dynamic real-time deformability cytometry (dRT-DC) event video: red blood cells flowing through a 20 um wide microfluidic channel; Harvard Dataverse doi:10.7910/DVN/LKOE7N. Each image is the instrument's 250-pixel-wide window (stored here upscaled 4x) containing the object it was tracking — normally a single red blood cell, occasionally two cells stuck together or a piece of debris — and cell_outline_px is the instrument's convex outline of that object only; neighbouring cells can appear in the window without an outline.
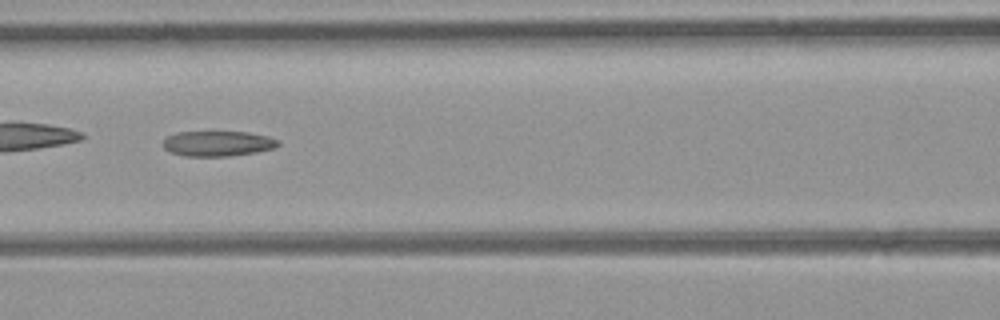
{"species": "common noctule bat (a hibernating species)", "species_latin": "Nyctalus noctula", "temperature_condition": "room temperature", "stored_images_in_passage": 30, "camera_frame_rate_fps": 3000, "um_per_image_px": 0.085, "animal": {"sex": "female", "body_mass_g": 21.9}, "frame": {"image": 1, "passage_image": 9, "time_ms": 2.667, "image_size_px": [1000, 320], "cell_outline_px": [[280, 144], [276, 148], [256, 152], [228, 156], [184, 156], [172, 152], [164, 148], [164, 140], [168, 136], [176, 132], [248, 132], [268, 136], [280, 140]], "centroid_in_image_um": [18.56, 12.2], "position_along_channel_um": 148.0, "area_um2": 16.94}}
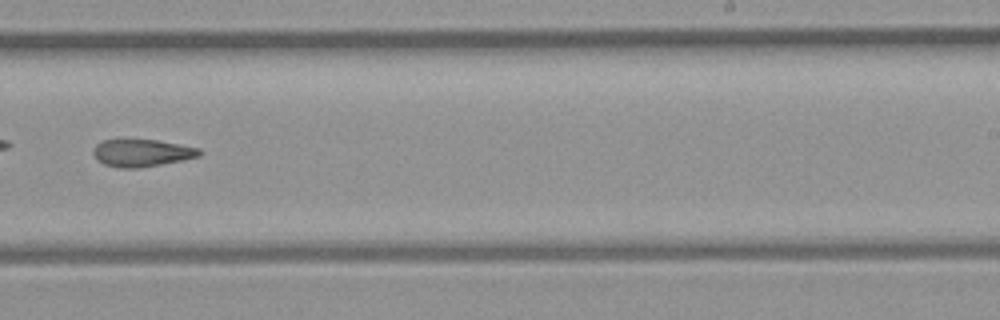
{"frame": {"image": 2, "passage_image": 18, "time_ms": 5.667, "image_size_px": [1000, 320], "cell_outline_px": [[200, 156], [184, 160], [136, 168], [120, 168], [104, 164], [92, 152], [96, 144], [104, 140], [156, 140], [200, 148]], "centroid_in_image_um": [12.07, 13.0], "position_along_channel_um": 276.9, "area_um2": 16.59}, "authors_computed_cell_mechanics": {"area_um2": 17.629, "velocity_mm_per_s": 4.3123, "shape_relaxation_time_tau1_ms": null, "shape_relaxation_time_tau2_ms": 5.557, "deformation_change_tau1": null, "deformation_change_tau2": 0.173}}